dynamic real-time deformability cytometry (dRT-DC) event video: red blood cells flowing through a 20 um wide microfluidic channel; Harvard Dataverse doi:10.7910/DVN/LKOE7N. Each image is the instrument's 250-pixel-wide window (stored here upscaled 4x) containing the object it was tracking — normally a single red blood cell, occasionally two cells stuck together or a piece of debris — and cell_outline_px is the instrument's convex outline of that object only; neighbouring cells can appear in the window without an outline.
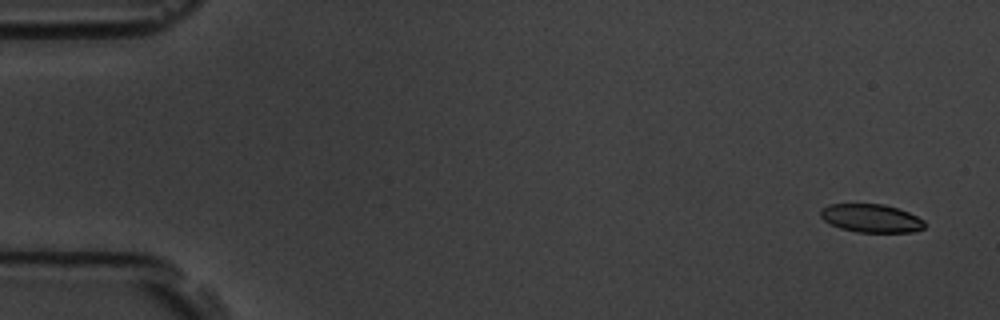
{"species": "common noctule bat (a hibernating species)", "species_latin": "Nyctalus noctula", "temperature_condition": "room temperature", "stored_images_in_passage": 15, "camera_frame_rate_fps": 3000, "um_per_image_px": 0.085, "animal": {"sex": "male", "body_mass_g": 19.5, "forearm_length_mm": 54.6}, "frame": {"image": 1, "passage_image": 1, "time_ms": 0.0, "image_size_px": [1000, 320], "cell_outline_px": [[924, 228], [912, 232], [856, 232], [840, 228], [824, 220], [820, 216], [820, 208], [828, 204], [884, 204], [908, 212], [924, 220]], "centroid_in_image_um": [74.02, 18.55], "position_along_channel_um": 11.0, "area_um2": 17.11}}
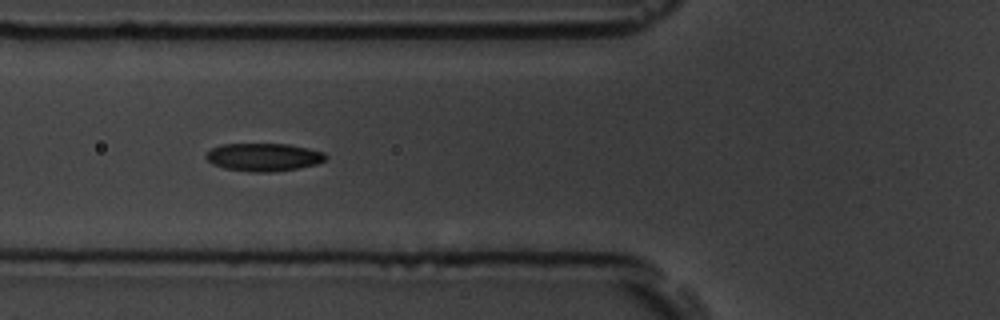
{"frame": {"image": 2, "passage_image": 6, "time_ms": 6.333, "image_size_px": [1000, 320], "cell_outline_px": [[328, 156], [324, 160], [316, 164], [300, 168], [272, 172], [252, 172], [224, 168], [212, 164], [204, 156], [212, 148], [220, 144], [288, 144], [308, 148], [324, 152]], "centroid_in_image_um": [22.41, 13.36], "position_along_channel_um": 103.4, "area_um2": 19.54}}
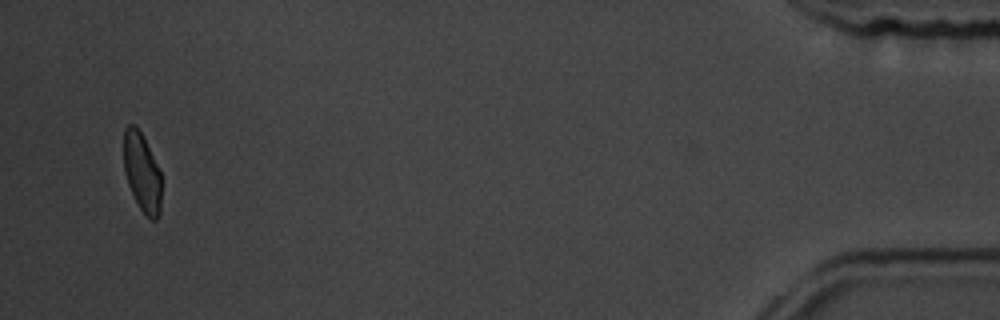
{"frame": {"image": 3, "passage_image": 15, "time_ms": 17.667, "image_size_px": [1000, 320], "cell_outline_px": [[160, 212], [156, 220], [152, 220], [140, 208], [128, 184], [124, 168], [124, 128], [128, 124], [136, 124], [160, 172]], "centroid_in_image_um": [12.05, 14.63], "position_along_channel_um": 423.2, "area_um2": 16.76}, "authors_computed_cell_mechanics": {"area_um2": 19.3052, "velocity_mm_per_s": 3.5628, "shape_relaxation_time_tau1_ms": 2.3398, "shape_relaxation_time_tau2_ms": 2.946, "deformation_change_tau1": 0.0897, "deformation_change_tau2": 0.0658}}